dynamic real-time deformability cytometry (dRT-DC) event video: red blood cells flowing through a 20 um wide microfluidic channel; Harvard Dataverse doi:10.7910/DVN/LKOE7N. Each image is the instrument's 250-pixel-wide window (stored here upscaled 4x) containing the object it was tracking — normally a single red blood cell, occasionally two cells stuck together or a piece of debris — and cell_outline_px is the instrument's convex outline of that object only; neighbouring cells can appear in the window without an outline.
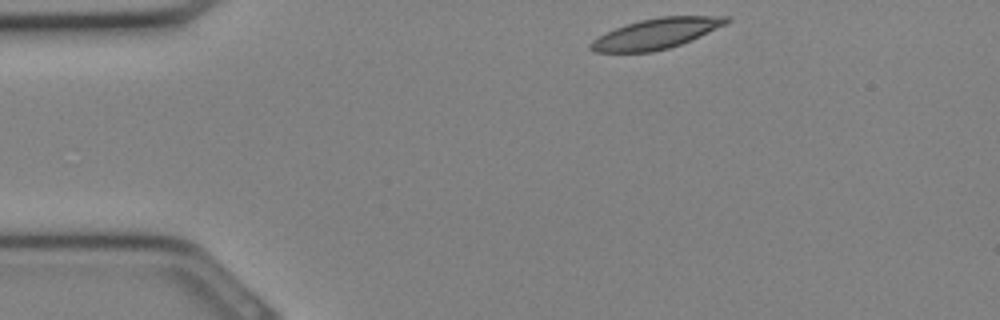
{"species": "Egyptian fruit bat (a non-hibernating species)", "species_latin": "Rousettus aegyptiacus", "temperature_condition": "cold", "stored_images_in_passage": 7, "camera_frame_rate_fps": 3000, "um_per_image_px": 0.085, "animal": {"sex": "female"}, "frame": {"image": 1, "passage_image": 1, "time_ms": 0.0, "image_size_px": [1000, 320], "cell_outline_px": [[732, 20], [724, 24], [680, 44], [668, 48], [652, 52], [596, 52], [588, 48], [588, 44], [592, 40], [616, 28], [640, 20], [660, 16], [728, 16]], "centroid_in_image_um": [55.73, 2.86], "position_along_channel_um": 29.3, "area_um2": 23.52}}
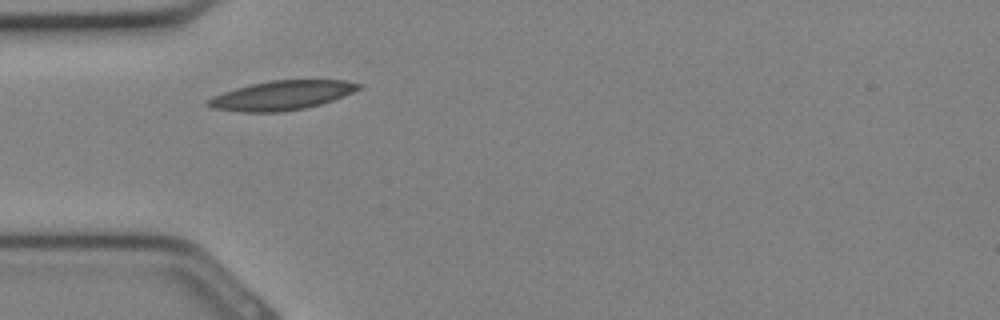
{"frame": {"image": 2, "passage_image": 5, "time_ms": 1.333, "image_size_px": [1000, 320], "cell_outline_px": [[364, 84], [360, 88], [352, 92], [332, 100], [320, 104], [304, 108], [280, 112], [240, 112], [212, 108], [204, 104], [212, 96], [236, 88], [252, 84], [272, 80], [344, 80]], "centroid_in_image_um": [23.92, 8.11], "position_along_channel_um": 61.1, "area_um2": 25.49}}
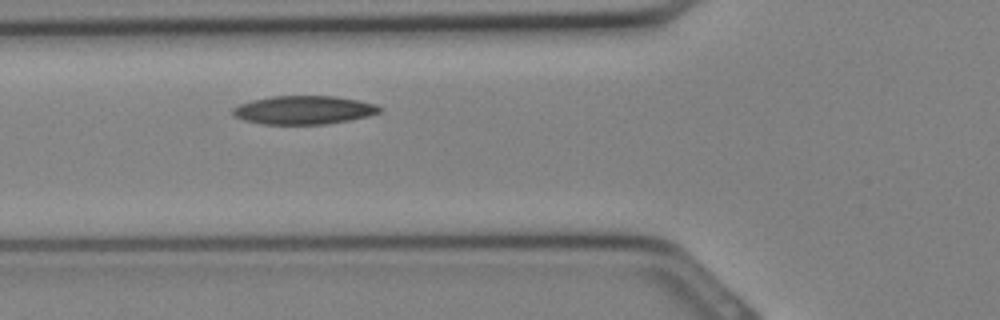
{"frame": {"image": 3, "passage_image": 7, "time_ms": 2.0, "image_size_px": [1000, 320], "cell_outline_px": [[384, 112], [368, 116], [328, 124], [260, 124], [244, 120], [236, 116], [232, 112], [232, 108], [240, 104], [252, 100], [272, 96], [336, 96], [360, 100], [376, 104], [384, 108]], "centroid_in_image_um": [25.89, 9.35], "position_along_channel_um": 99.9, "area_um2": 24.57}}